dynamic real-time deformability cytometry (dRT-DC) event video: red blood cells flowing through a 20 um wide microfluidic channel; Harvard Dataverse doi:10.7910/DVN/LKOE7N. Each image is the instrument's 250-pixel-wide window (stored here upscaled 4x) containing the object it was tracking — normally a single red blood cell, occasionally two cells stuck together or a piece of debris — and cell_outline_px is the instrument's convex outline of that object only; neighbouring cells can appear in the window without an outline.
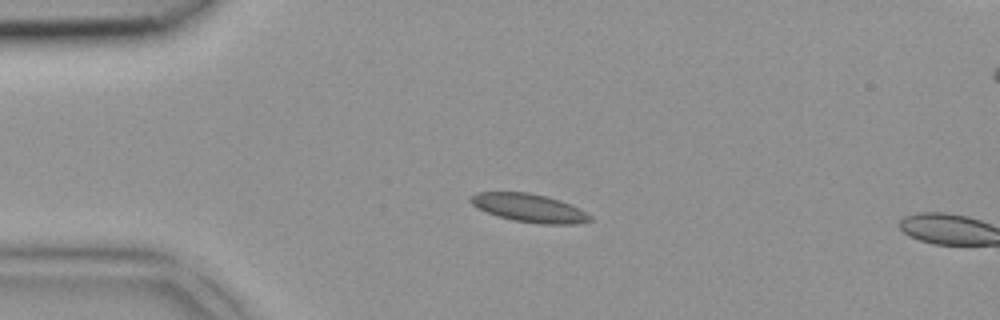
{"species": "common noctule bat (a hibernating species)", "species_latin": "Nyctalus noctula", "temperature_condition": "room temperature", "stored_images_in_passage": 5, "camera_frame_rate_fps": 3000, "um_per_image_px": 0.085, "animal": {"sex": "female", "body_mass_g": 18.4}, "frame": {"image": 1, "passage_image": 4, "time_ms": 1.0, "image_size_px": [1000, 320], "cell_outline_px": [[592, 220], [576, 224], [540, 224], [512, 220], [496, 216], [472, 204], [468, 200], [468, 196], [476, 192], [528, 192], [548, 196], [572, 204], [580, 208], [592, 216]], "centroid_in_image_um": [44.99, 17.67], "position_along_channel_um": 40.0, "area_um2": 19.94}}